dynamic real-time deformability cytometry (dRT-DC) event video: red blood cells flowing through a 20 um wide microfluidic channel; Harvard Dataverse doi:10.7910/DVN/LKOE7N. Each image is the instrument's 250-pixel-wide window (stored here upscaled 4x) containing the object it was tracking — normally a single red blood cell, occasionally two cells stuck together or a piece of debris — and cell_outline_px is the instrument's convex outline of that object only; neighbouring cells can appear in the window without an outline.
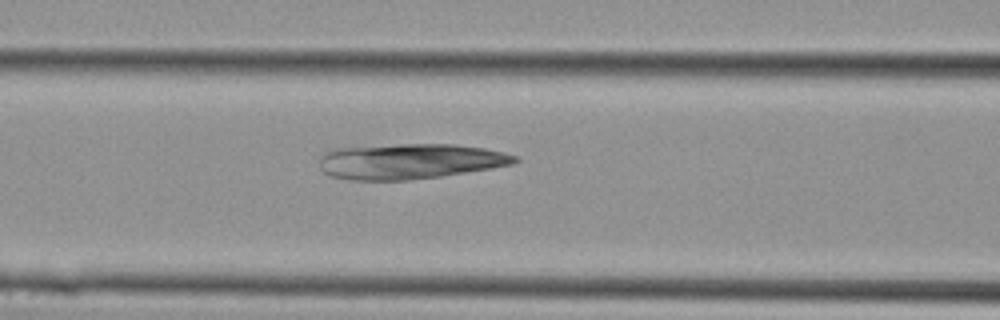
{"species": "Egyptian fruit bat (a non-hibernating species)", "species_latin": "Rousettus aegyptiacus", "temperature_condition": "cold", "stored_images_in_passage": 14, "camera_frame_rate_fps": 3000, "um_per_image_px": 0.085, "animal": {"sex": "female"}, "frame": {"image": 1, "passage_image": 12, "time_ms": 3.667, "image_size_px": [1000, 320], "cell_outline_px": [[520, 160], [512, 164], [492, 168], [440, 176], [408, 180], [352, 180], [332, 176], [324, 172], [320, 168], [320, 156], [324, 152], [332, 148], [400, 144], [452, 144], [484, 148], [504, 152], [516, 156]], "centroid_in_image_um": [34.81, 13.7], "position_along_channel_um": 131.8, "area_um2": 40.34}}
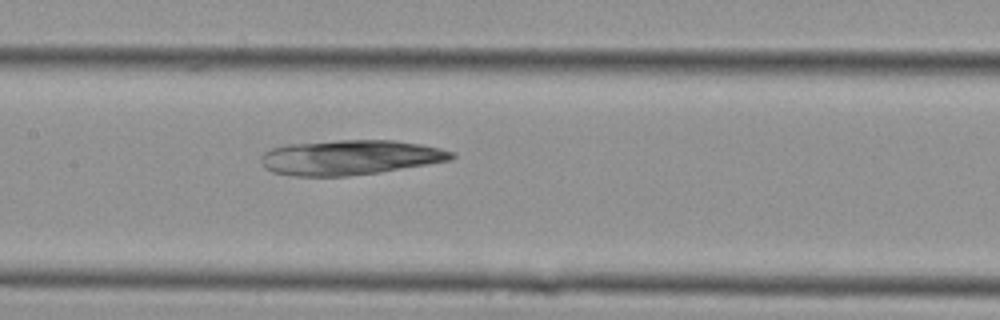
{"frame": {"image": 2, "passage_image": 14, "time_ms": 4.333, "image_size_px": [1000, 320], "cell_outline_px": [[456, 156], [452, 160], [380, 172], [348, 176], [292, 176], [272, 172], [264, 168], [260, 160], [264, 152], [272, 148], [288, 144], [340, 140], [396, 140], [420, 144], [440, 148], [452, 152]], "centroid_in_image_um": [29.74, 13.38], "position_along_channel_um": 177.7, "area_um2": 38.84}}